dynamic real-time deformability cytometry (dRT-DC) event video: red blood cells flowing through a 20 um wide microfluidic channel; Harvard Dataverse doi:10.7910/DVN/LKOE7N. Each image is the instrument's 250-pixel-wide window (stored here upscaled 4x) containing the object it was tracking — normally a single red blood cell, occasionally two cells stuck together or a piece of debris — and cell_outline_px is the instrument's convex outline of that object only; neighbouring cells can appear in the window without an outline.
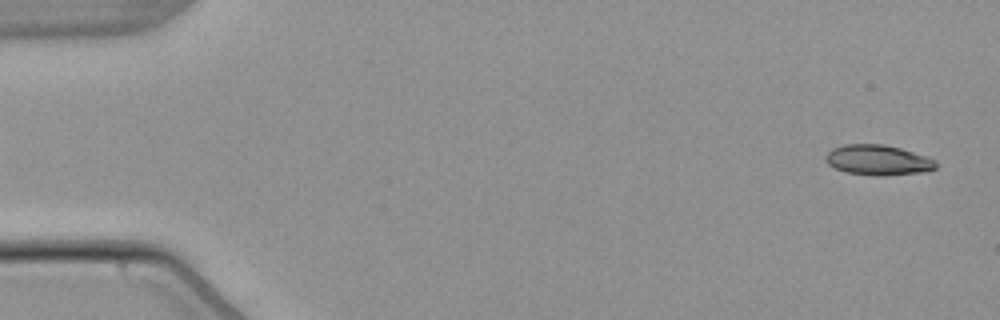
{"species": "common noctule bat (a hibernating species)", "species_latin": "Nyctalus noctula", "temperature_condition": "warm", "stored_images_in_passage": 5, "segment_of_instrument_passage": [2, 2], "camera_frame_rate_fps": 3000, "um_per_image_px": 0.085, "animal": {"sex": "male", "body_mass_g": 21.5, "forearm_length_mm": 52.0}, "frame": {"image": 1, "passage_image": 5, "time_ms": 5.667, "image_size_px": [1000, 320], "cell_outline_px": [[936, 168], [928, 172], [884, 176], [876, 176], [844, 172], [828, 164], [824, 156], [832, 148], [844, 144], [884, 144], [900, 148], [928, 156], [936, 160]], "centroid_in_image_um": [74.66, 13.61], "position_along_channel_um": 10.3, "area_um2": 19.77}}